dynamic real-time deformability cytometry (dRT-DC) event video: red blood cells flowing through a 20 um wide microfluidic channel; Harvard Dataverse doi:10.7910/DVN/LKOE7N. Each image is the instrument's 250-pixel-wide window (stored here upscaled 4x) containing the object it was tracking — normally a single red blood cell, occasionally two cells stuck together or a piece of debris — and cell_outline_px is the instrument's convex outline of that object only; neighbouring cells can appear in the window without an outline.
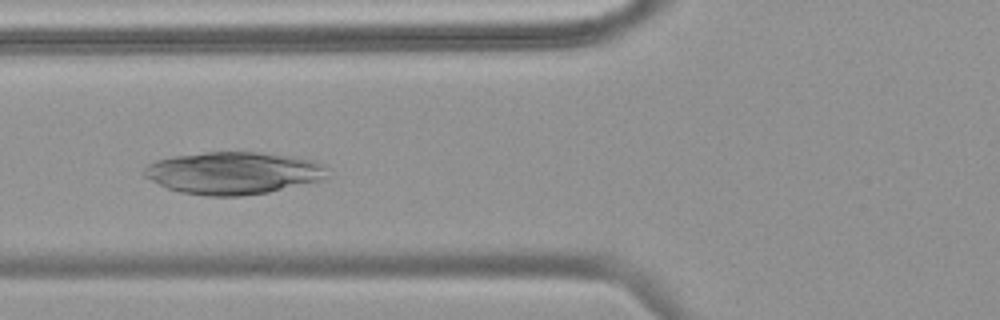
{"species": "common noctule bat (a hibernating species)", "species_latin": "Nyctalus noctula", "temperature_condition": "warm", "stored_images_in_passage": 39, "camera_frame_rate_fps": 3000, "um_per_image_px": 0.085, "animal": {"sex": "female", "body_mass_g": 18.4}, "frame": {"image": 1, "passage_image": 16, "time_ms": 5.0, "image_size_px": [1000, 320], "cell_outline_px": [[328, 180], [268, 192], [240, 196], [208, 196], [180, 192], [168, 188], [144, 176], [144, 168], [148, 164], [156, 160], [172, 156], [204, 152], [260, 152], [316, 160], [324, 164]], "centroid_in_image_um": [19.88, 14.7], "position_along_channel_um": 105.9, "area_um2": 45.49}}
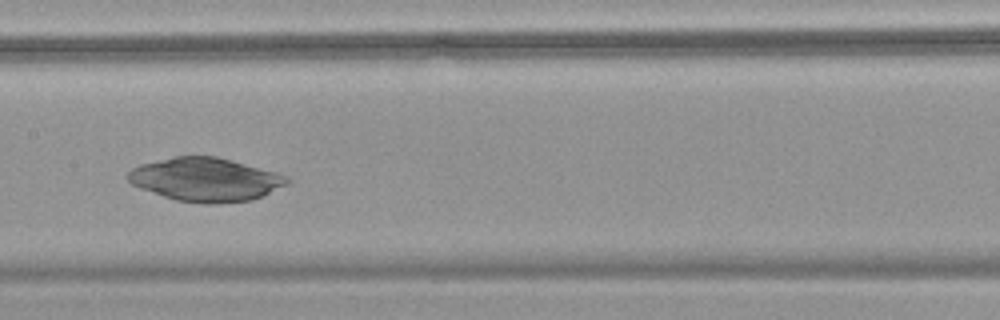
{"frame": {"image": 2, "passage_image": 22, "time_ms": 7.0, "image_size_px": [1000, 320], "cell_outline_px": [[292, 180], [288, 184], [264, 196], [252, 200], [216, 204], [204, 204], [176, 200], [140, 188], [132, 184], [124, 176], [132, 168], [140, 164], [176, 156], [216, 156], [232, 160], [276, 172], [288, 176]], "centroid_in_image_um": [17.5, 15.26], "position_along_channel_um": 189.9, "area_um2": 40.58}}
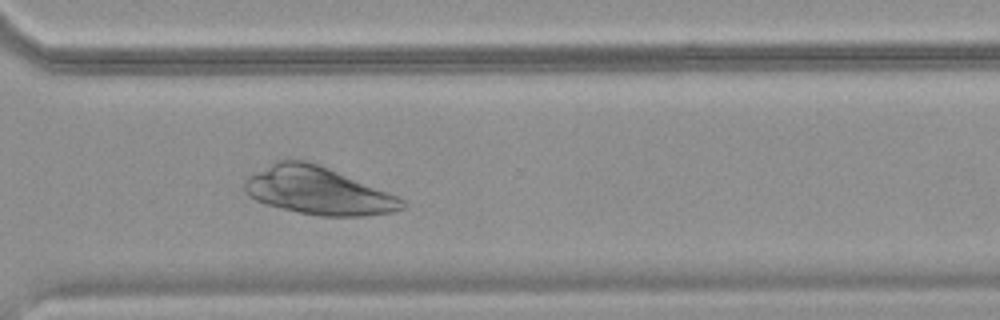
{"frame": {"image": 3, "passage_image": 33, "time_ms": 10.667, "image_size_px": [1000, 320], "cell_outline_px": [[408, 204], [404, 208], [392, 212], [364, 216], [320, 216], [300, 212], [264, 204], [248, 196], [244, 188], [244, 180], [248, 176], [276, 160], [288, 156], [308, 160], [400, 196]], "centroid_in_image_um": [27.02, 16.19], "position_along_channel_um": 343.6, "area_um2": 44.27}}